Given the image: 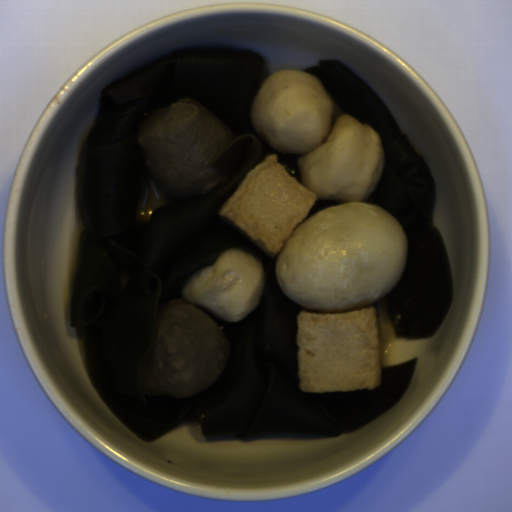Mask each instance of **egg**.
Instances as JSON below:
<instances>
[{
	"mask_svg": "<svg viewBox=\"0 0 512 512\" xmlns=\"http://www.w3.org/2000/svg\"><path fill=\"white\" fill-rule=\"evenodd\" d=\"M408 250L389 211L365 201L331 205L288 238L276 256V280L283 295L310 311H351L395 289Z\"/></svg>",
	"mask_w": 512,
	"mask_h": 512,
	"instance_id": "egg-1",
	"label": "egg"
}]
</instances>
